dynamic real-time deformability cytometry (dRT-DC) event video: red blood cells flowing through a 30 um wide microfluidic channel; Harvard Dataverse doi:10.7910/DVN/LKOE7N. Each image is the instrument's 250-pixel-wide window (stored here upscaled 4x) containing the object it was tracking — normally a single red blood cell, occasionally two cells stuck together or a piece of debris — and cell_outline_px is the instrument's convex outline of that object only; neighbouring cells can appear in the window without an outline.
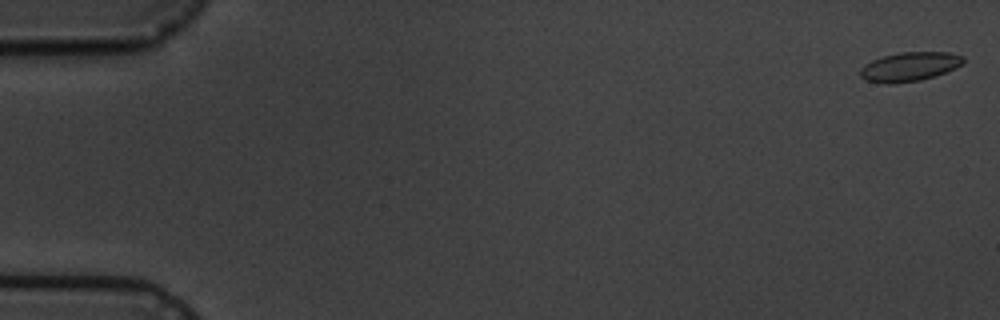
{"species": "common noctule bat (a hibernating species)", "species_latin": "Nyctalus noctula", "temperature_condition": "cold", "stored_images_in_passage": 7, "camera_frame_rate_fps": 3000, "um_per_image_px": 0.085, "animal": {"sex": "male", "body_mass_g": 19.5, "forearm_length_mm": 54.6}, "frame": {"image": 1, "passage_image": 1, "time_ms": 0.0, "image_size_px": [1000, 320], "cell_outline_px": [[964, 64], [956, 68], [920, 80], [892, 84], [884, 84], [864, 80], [860, 76], [860, 68], [864, 64], [872, 60], [884, 56], [900, 52], [948, 52], [964, 56]], "centroid_in_image_um": [77.29, 5.67], "position_along_channel_um": 7.7, "area_um2": 17.57}}
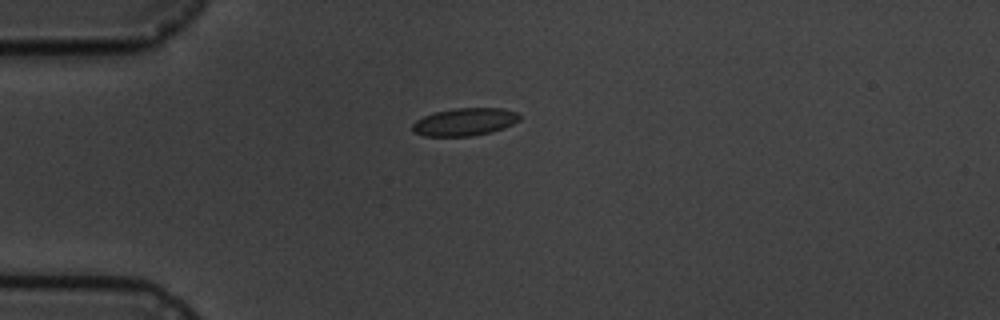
{"frame": {"image": 2, "passage_image": 5, "time_ms": 4.667, "image_size_px": [1000, 320], "cell_outline_px": [[520, 120], [504, 128], [492, 132], [472, 136], [424, 136], [416, 132], [412, 128], [412, 124], [416, 120], [424, 116], [436, 112], [456, 108], [504, 108], [516, 112], [520, 116]], "centroid_in_image_um": [39.53, 10.36], "position_along_channel_um": 45.5, "area_um2": 17.22}}
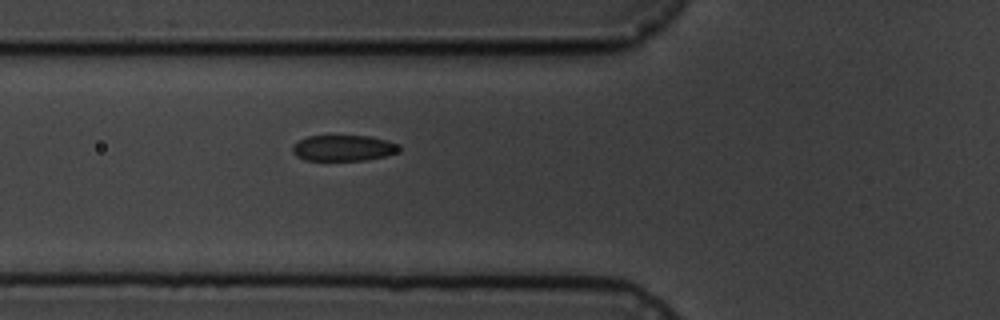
{"frame": {"image": 3, "passage_image": 7, "time_ms": 6.667, "image_size_px": [1000, 320], "cell_outline_px": [[400, 148], [396, 152], [388, 156], [364, 160], [304, 160], [296, 156], [292, 152], [292, 144], [308, 136], [372, 136], [388, 140], [396, 144]], "centroid_in_image_um": [29.17, 12.58], "position_along_channel_um": 96.6, "area_um2": 16.13}}